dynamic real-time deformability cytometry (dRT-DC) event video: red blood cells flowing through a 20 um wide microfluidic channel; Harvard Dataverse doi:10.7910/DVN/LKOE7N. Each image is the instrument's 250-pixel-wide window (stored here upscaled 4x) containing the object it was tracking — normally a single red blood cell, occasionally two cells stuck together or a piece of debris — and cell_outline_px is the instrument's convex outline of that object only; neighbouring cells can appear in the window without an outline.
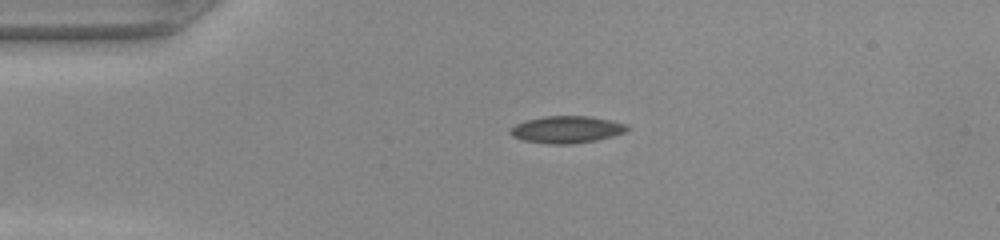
{"species": "common noctule bat (a hibernating species)", "species_latin": "Nyctalus noctula", "temperature_condition": "warm", "stored_images_in_passage": 39, "camera_frame_rate_fps": 3000, "um_per_image_px": 0.085, "animal": {"sex": "female", "body_mass_g": 22.0, "forearm_length_mm": 56.7}, "frame": {"image": 1, "passage_image": 1, "time_ms": 0.0, "image_size_px": [1000, 240], "cell_outline_px": [[632, 128], [624, 132], [612, 136], [596, 140], [572, 144], [548, 144], [524, 140], [512, 136], [508, 132], [516, 124], [524, 120], [544, 116], [592, 116], [628, 124]], "centroid_in_image_um": [48.19, 11.0], "position_along_channel_um": 36.8, "area_um2": 18.55}}
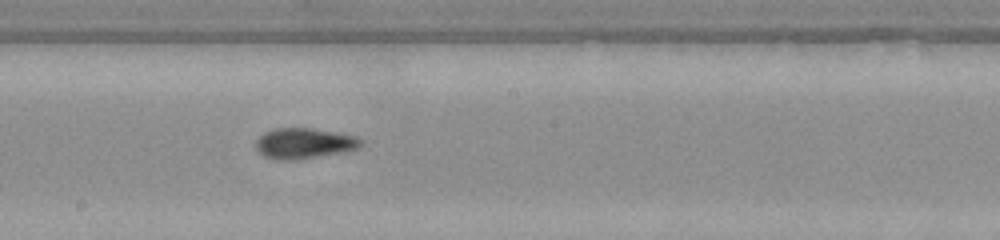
{"frame": {"image": 2, "passage_image": 17, "time_ms": 5.333, "image_size_px": [1000, 240], "cell_outline_px": [[364, 140], [356, 148], [348, 152], [296, 160], [276, 160], [264, 156], [256, 148], [256, 140], [264, 132], [276, 128], [312, 128], [336, 132], [356, 136]], "centroid_in_image_um": [25.86, 12.19], "position_along_channel_um": 222.3, "area_um2": 18.9}}
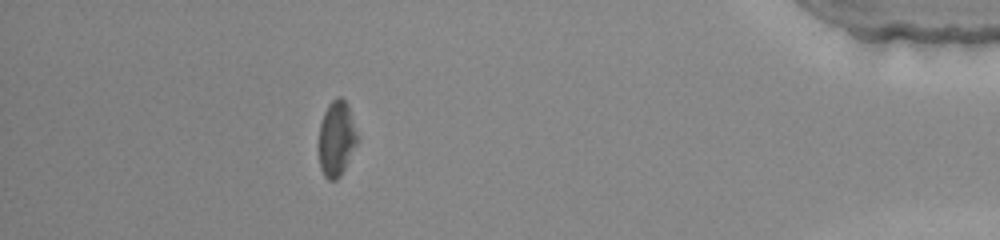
{"frame": {"image": 3, "passage_image": 34, "time_ms": 11.0, "image_size_px": [1000, 240], "cell_outline_px": [[360, 140], [340, 176], [336, 180], [328, 180], [324, 176], [320, 168], [320, 124], [324, 112], [328, 104], [332, 100], [340, 96], [348, 104], [360, 136]], "centroid_in_image_um": [28.65, 11.76], "position_along_channel_um": 406.5, "area_um2": 17.17}}